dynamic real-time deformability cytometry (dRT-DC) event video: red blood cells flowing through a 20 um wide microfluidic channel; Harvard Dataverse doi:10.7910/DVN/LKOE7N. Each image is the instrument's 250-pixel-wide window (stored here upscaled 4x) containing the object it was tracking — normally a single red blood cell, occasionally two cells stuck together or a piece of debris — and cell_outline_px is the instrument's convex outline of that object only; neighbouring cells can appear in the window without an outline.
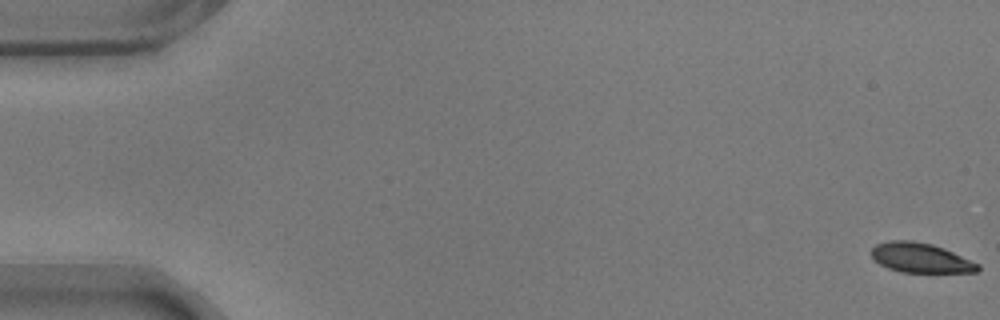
{"species": "common noctule bat (a hibernating species)", "species_latin": "Nyctalus noctula", "temperature_condition": "warm", "stored_images_in_passage": 20, "camera_frame_rate_fps": 3000, "um_per_image_px": 0.085, "animal": {"sex": "male", "body_mass_g": 17.9}, "frame": {"image": 1, "passage_image": 1, "time_ms": 0.0, "image_size_px": [1000, 320], "cell_outline_px": [[980, 268], [976, 272], [900, 272], [888, 268], [872, 260], [872, 248], [876, 244], [888, 240], [912, 240], [932, 244], [944, 248], [980, 264]], "centroid_in_image_um": [78.23, 21.91], "position_along_channel_um": 6.8, "area_um2": 18.5}}
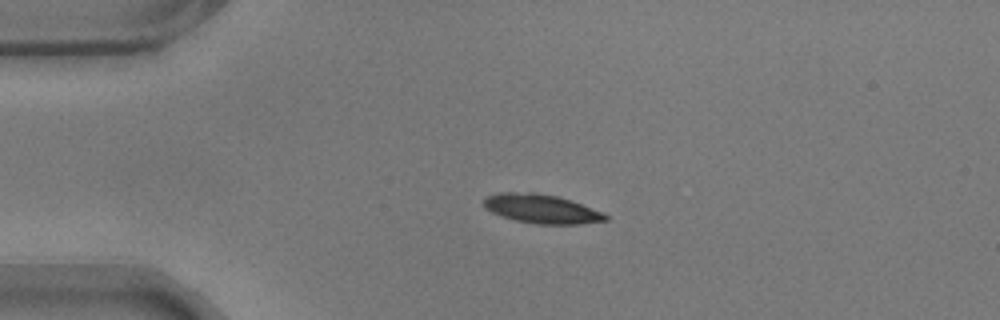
{"frame": {"image": 2, "passage_image": 14, "time_ms": 4.333, "image_size_px": [1000, 320], "cell_outline_px": [[608, 220], [580, 224], [536, 224], [516, 220], [492, 212], [484, 208], [484, 200], [488, 196], [500, 192], [536, 192], [556, 196], [604, 212], [608, 216]], "centroid_in_image_um": [46.04, 17.75], "position_along_channel_um": 39.0, "area_um2": 20.35}}